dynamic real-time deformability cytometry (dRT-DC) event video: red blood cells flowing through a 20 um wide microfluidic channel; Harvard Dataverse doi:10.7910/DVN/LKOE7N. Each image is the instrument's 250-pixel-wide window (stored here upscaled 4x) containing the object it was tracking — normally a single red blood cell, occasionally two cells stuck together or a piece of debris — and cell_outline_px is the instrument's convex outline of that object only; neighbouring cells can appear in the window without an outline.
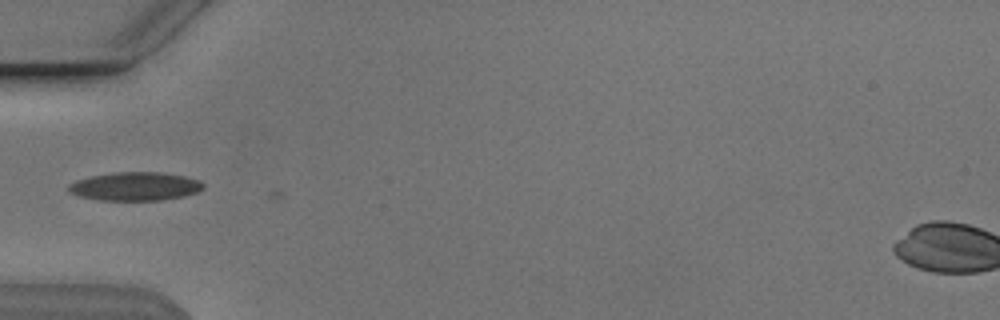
{"species": "Egyptian fruit bat (a non-hibernating species)", "species_latin": "Rousettus aegyptiacus", "temperature_condition": "cold", "stored_images_in_passage": 2, "camera_frame_rate_fps": 3000, "um_per_image_px": 0.085, "animal": {"sex": "male"}, "frame": {"image": 1, "passage_image": 1, "time_ms": 0.0, "image_size_px": [1000, 320], "cell_outline_px": [[204, 188], [196, 192], [184, 196], [160, 200], [96, 200], [76, 196], [68, 192], [68, 184], [76, 180], [88, 176], [116, 172], [160, 172], [184, 176], [200, 180], [204, 184]], "centroid_in_image_um": [11.44, 15.84], "position_along_channel_um": 73.6, "area_um2": 22.6}}